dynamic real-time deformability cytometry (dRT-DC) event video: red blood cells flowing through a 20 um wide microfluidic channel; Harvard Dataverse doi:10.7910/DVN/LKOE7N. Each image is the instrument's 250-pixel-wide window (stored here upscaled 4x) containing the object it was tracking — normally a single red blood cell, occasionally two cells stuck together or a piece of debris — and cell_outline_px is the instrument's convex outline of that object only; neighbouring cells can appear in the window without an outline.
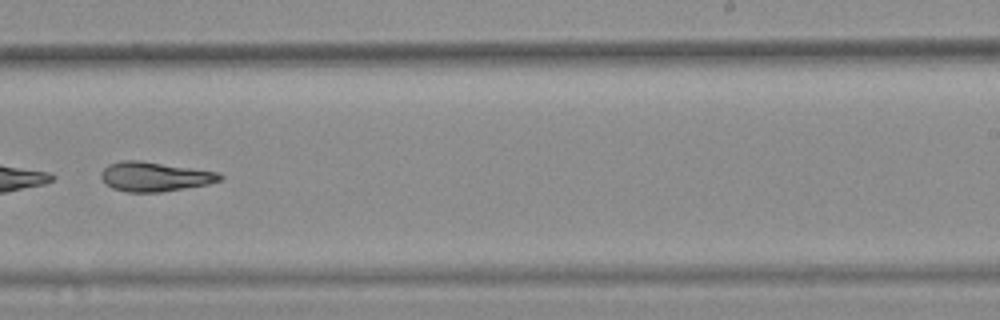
{"species": "common noctule bat (a hibernating species)", "species_latin": "Nyctalus noctula", "temperature_condition": "warm", "stored_images_in_passage": 44, "camera_frame_rate_fps": 3000, "um_per_image_px": 0.085, "animal": {"sex": "female", "body_mass_g": 25.1}, "frame": {"image": 1, "passage_image": 32, "time_ms": 10.333, "image_size_px": [1000, 320], "cell_outline_px": [[224, 176], [220, 180], [208, 184], [160, 192], [124, 192], [112, 188], [100, 176], [100, 172], [108, 164], [120, 160], [140, 160], [220, 172]], "centroid_in_image_um": [13.14, 15.0], "position_along_channel_um": 275.9, "area_um2": 20.46}, "authors_computed_cell_mechanics": {"area_um2": 21.7617, "velocity_mm_per_s": 3.7669, "shape_relaxation_time_tau1_ms": null, "shape_relaxation_time_tau2_ms": 6.2337, "deformation_change_tau1": null, "deformation_change_tau2": 0.1624}}